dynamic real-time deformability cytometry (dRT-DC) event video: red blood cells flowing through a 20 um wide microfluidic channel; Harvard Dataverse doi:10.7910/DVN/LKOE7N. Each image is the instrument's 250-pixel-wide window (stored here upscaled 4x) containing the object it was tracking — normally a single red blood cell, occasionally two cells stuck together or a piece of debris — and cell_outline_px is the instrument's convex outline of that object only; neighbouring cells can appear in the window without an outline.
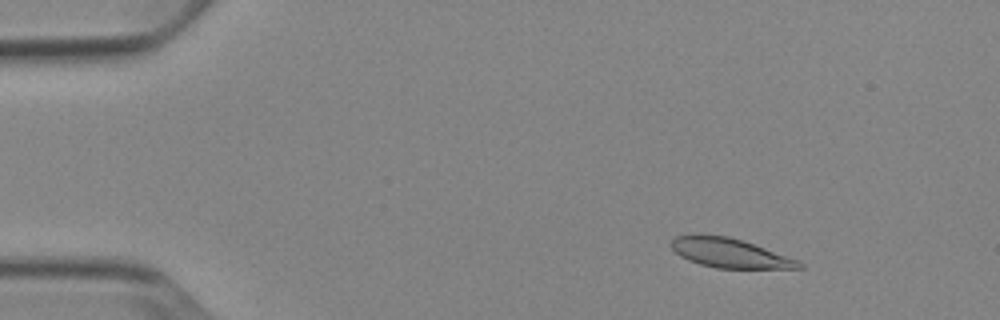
{"species": "Egyptian fruit bat (a non-hibernating species)", "species_latin": "Rousettus aegyptiacus", "temperature_condition": "cold", "stored_images_in_passage": 54, "camera_frame_rate_fps": 3000, "um_per_image_px": 0.085, "animal": {"sex": "female"}, "frame": {"image": 1, "passage_image": 8, "time_ms": 2.333, "image_size_px": [1000, 320], "cell_outline_px": [[804, 268], [716, 268], [700, 264], [688, 260], [680, 256], [668, 244], [676, 236], [692, 232], [700, 232], [728, 236], [764, 248], [796, 260], [804, 264]], "centroid_in_image_um": [61.9, 21.47], "position_along_channel_um": 23.1, "area_um2": 21.96}}
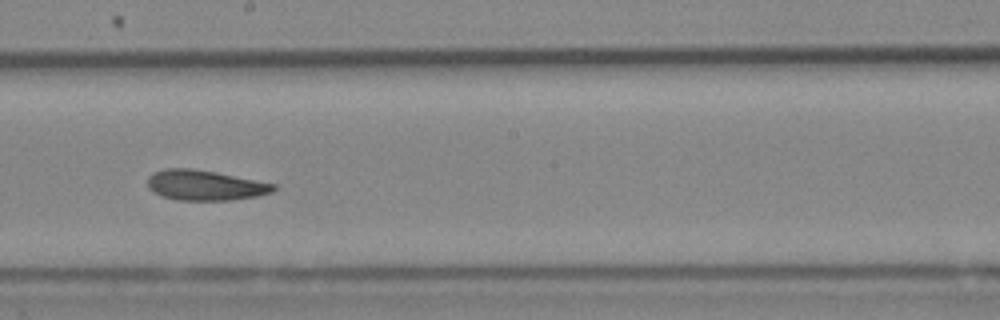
{"frame": {"image": 2, "passage_image": 31, "time_ms": 10.0, "image_size_px": [1000, 320], "cell_outline_px": [[276, 188], [272, 192], [256, 196], [228, 200], [176, 200], [160, 196], [152, 192], [148, 188], [148, 176], [152, 172], [164, 168], [192, 168], [216, 172], [276, 184]], "centroid_in_image_um": [17.37, 15.74], "position_along_channel_um": 230.8, "area_um2": 22.31}}
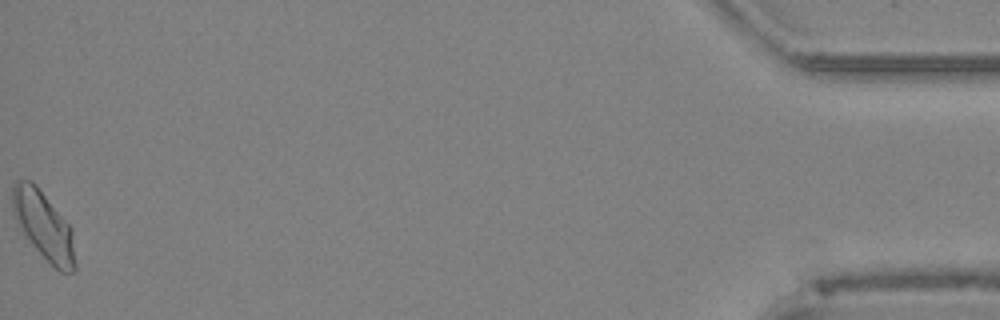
{"frame": {"image": 3, "passage_image": 54, "time_ms": 17.667, "image_size_px": [1000, 320], "cell_outline_px": [[76, 272], [60, 272], [32, 244], [24, 232], [12, 208], [12, 188], [16, 180], [32, 180], [36, 184], [72, 228], [76, 264]], "centroid_in_image_um": [3.75, 19.16], "position_along_channel_um": 431.4, "area_um2": 24.39}, "authors_computed_cell_mechanics": {"area_um2": 22.542, "velocity_mm_per_s": 3.8339, "shape_relaxation_time_tau1_ms": null, "shape_relaxation_time_tau2_ms": 4.8055, "deformation_change_tau1": null, "deformation_change_tau2": 0.1063}}